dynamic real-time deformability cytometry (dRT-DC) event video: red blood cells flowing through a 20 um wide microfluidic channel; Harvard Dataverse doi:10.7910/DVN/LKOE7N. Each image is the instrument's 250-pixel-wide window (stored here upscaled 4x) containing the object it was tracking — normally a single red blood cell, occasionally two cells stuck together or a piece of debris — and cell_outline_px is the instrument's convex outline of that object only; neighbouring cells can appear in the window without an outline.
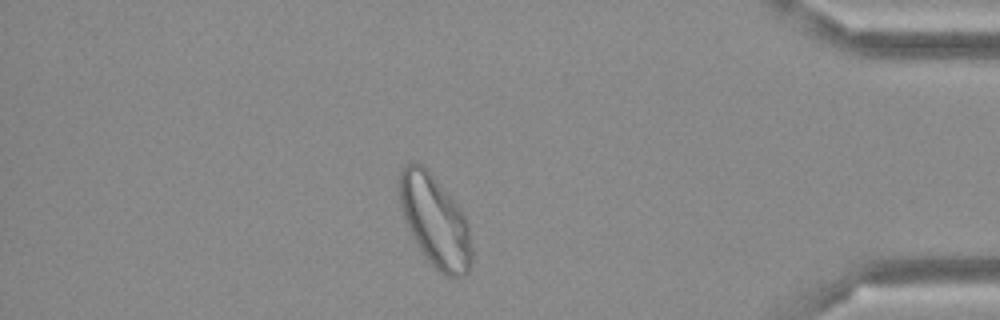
{"species": "Egyptian fruit bat (a non-hibernating species)", "species_latin": "Rousettus aegyptiacus", "temperature_condition": "cold", "stored_images_in_passage": 48, "camera_frame_rate_fps": 3000, "um_per_image_px": 0.085, "frame": {"image": 1, "passage_image": 41, "time_ms": 13.333, "image_size_px": [1000, 320], "cell_outline_px": [[472, 264], [468, 272], [464, 276], [456, 280], [440, 272], [428, 260], [416, 244], [404, 220], [396, 188], [396, 180], [404, 164], [412, 160], [416, 160], [444, 188], [460, 208], [468, 220], [472, 248]], "centroid_in_image_um": [36.95, 18.78], "position_along_channel_um": 398.2, "area_um2": 39.3}}